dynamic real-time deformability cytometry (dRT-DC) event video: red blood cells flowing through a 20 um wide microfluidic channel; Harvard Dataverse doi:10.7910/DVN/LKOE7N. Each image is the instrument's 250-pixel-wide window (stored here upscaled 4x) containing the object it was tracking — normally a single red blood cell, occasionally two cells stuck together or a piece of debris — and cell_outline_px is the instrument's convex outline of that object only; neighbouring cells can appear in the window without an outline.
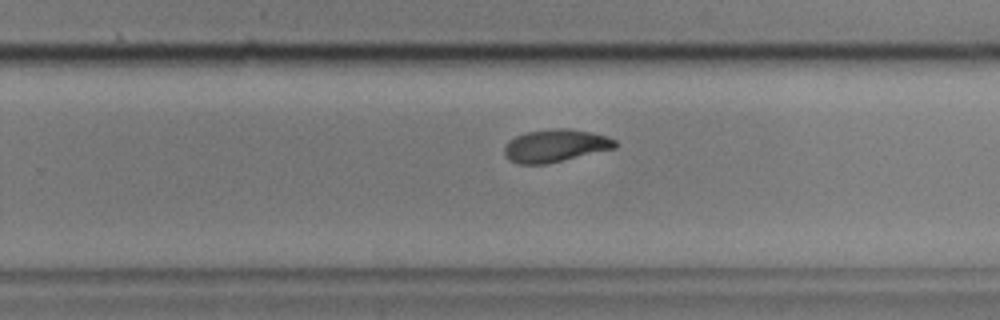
{"species": "common noctule bat (a hibernating species)", "species_latin": "Nyctalus noctula", "temperature_condition": "cold", "stored_images_in_passage": 41, "camera_frame_rate_fps": 3000, "um_per_image_px": 0.085, "animal": {"sex": "male", "body_mass_g": 17.9, "forearm_length_mm": 54.2}, "frame": {"image": 1, "passage_image": 25, "time_ms": 8.0, "image_size_px": [1000, 320], "cell_outline_px": [[616, 148], [548, 164], [516, 164], [508, 160], [504, 156], [504, 148], [508, 140], [524, 132], [552, 128], [568, 128], [608, 136], [616, 140]], "centroid_in_image_um": [47.17, 12.39], "position_along_channel_um": 282.6, "area_um2": 21.39}}
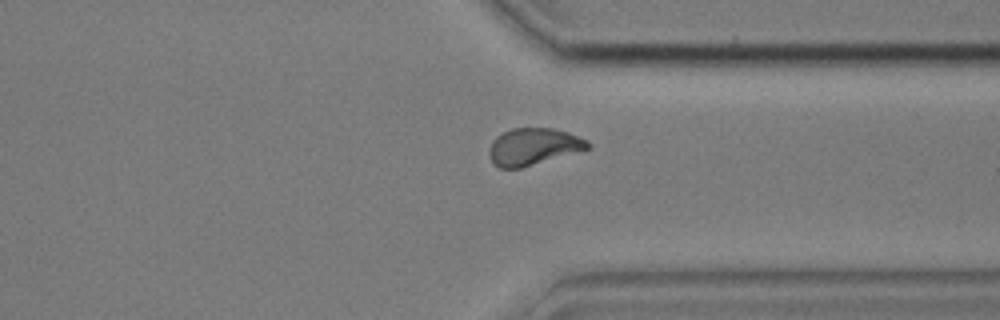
{"frame": {"image": 2, "passage_image": 32, "time_ms": 10.333, "image_size_px": [1000, 320], "cell_outline_px": [[592, 144], [588, 148], [520, 168], [500, 168], [492, 164], [488, 152], [488, 148], [492, 140], [496, 136], [512, 128], [552, 128], [568, 132], [588, 140]], "centroid_in_image_um": [45.28, 12.45], "position_along_channel_um": 366.1, "area_um2": 21.1}}
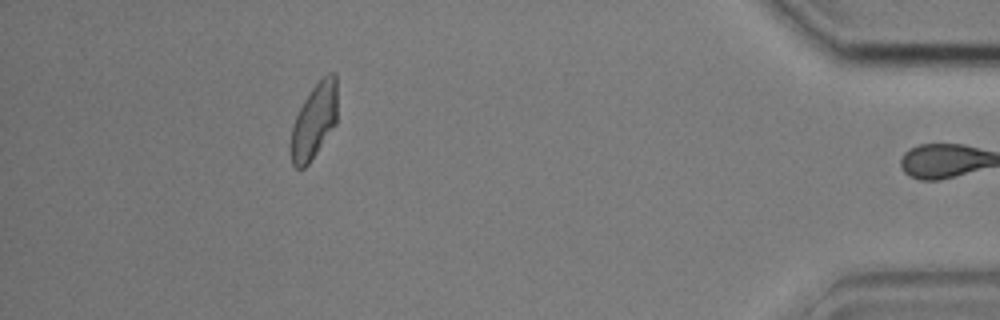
{"frame": {"image": 3, "passage_image": 40, "time_ms": 13.0, "image_size_px": [1000, 320], "cell_outline_px": [[336, 124], [308, 164], [304, 168], [296, 168], [292, 164], [292, 124], [304, 100], [312, 88], [328, 72], [336, 72]], "centroid_in_image_um": [26.72, 10.26], "position_along_channel_um": 408.5, "area_um2": 19.88}, "authors_computed_cell_mechanics": {"area_um2": 21.2704, "velocity_mm_per_s": 3.584, "shape_relaxation_time_tau1_ms": 4.8845, "shape_relaxation_time_tau2_ms": 2.7222, "deformation_change_tau1": 0.1357, "deformation_change_tau2": 0.0669}}